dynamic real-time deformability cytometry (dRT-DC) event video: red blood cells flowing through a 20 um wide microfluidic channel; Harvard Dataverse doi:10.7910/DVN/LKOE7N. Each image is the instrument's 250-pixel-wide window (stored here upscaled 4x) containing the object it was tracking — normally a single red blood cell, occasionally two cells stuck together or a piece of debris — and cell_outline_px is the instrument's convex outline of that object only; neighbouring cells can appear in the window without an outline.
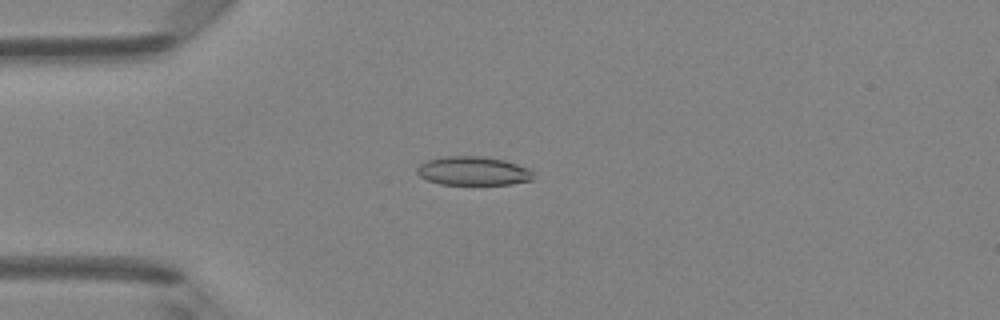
{"species": "Egyptian fruit bat (a non-hibernating species)", "species_latin": "Rousettus aegyptiacus", "temperature_condition": "room temperature", "stored_images_in_passage": 48, "camera_frame_rate_fps": 3000, "um_per_image_px": 0.085, "animal": {"sex": "female"}, "frame": {"image": 1, "passage_image": 13, "time_ms": 4.0, "image_size_px": [1000, 320], "cell_outline_px": [[532, 180], [512, 184], [440, 184], [428, 180], [420, 176], [416, 172], [416, 168], [420, 164], [428, 160], [444, 156], [480, 156], [504, 160], [528, 168], [532, 172]], "centroid_in_image_um": [40.19, 14.53], "position_along_channel_um": 44.8, "area_um2": 19.36}}
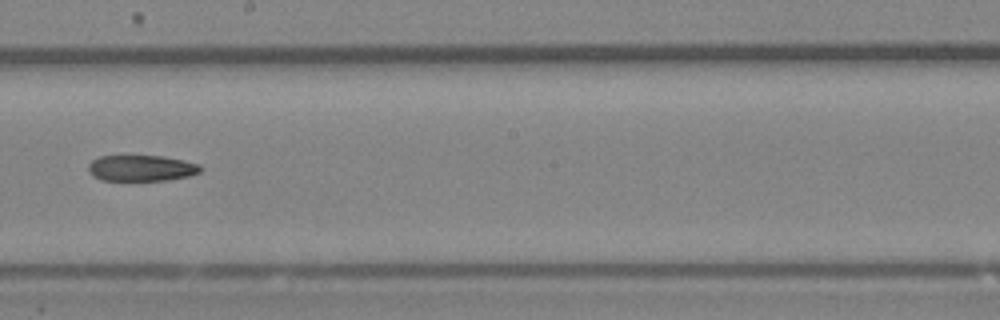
{"frame": {"image": 2, "passage_image": 28, "time_ms": 9.0, "image_size_px": [1000, 320], "cell_outline_px": [[204, 168], [200, 172], [188, 176], [168, 180], [100, 180], [92, 176], [88, 172], [88, 164], [92, 160], [100, 156], [164, 156], [184, 160], [200, 164]], "centroid_in_image_um": [12.02, 14.29], "position_along_channel_um": 236.2, "area_um2": 17.17}}
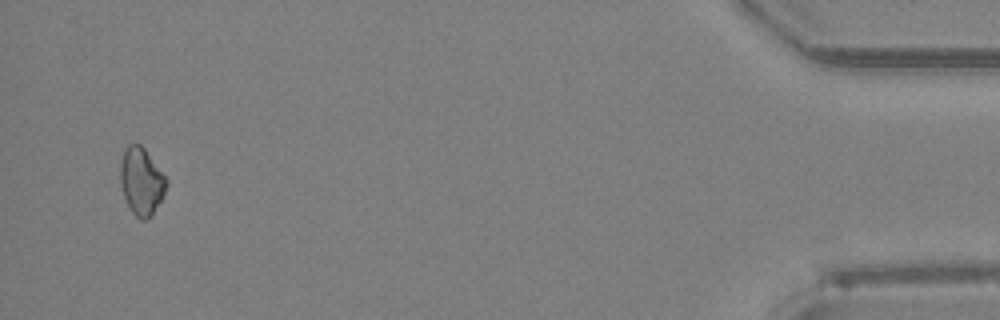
{"frame": {"image": 3, "passage_image": 47, "time_ms": 15.333, "image_size_px": [1000, 320], "cell_outline_px": [[168, 184], [152, 216], [144, 220], [140, 220], [132, 212], [124, 196], [120, 184], [120, 164], [124, 148], [128, 144], [140, 144], [144, 148], [168, 180]], "centroid_in_image_um": [12.01, 15.4], "position_along_channel_um": 423.2, "area_um2": 17.98}, "authors_computed_cell_mechanics": {"area_um2": 18.6694, "velocity_mm_per_s": 4.2258, "shape_relaxation_time_tau1_ms": 1.9182, "shape_relaxation_time_tau2_ms": null, "deformation_change_tau1": 0.0674, "deformation_change_tau2": null}}